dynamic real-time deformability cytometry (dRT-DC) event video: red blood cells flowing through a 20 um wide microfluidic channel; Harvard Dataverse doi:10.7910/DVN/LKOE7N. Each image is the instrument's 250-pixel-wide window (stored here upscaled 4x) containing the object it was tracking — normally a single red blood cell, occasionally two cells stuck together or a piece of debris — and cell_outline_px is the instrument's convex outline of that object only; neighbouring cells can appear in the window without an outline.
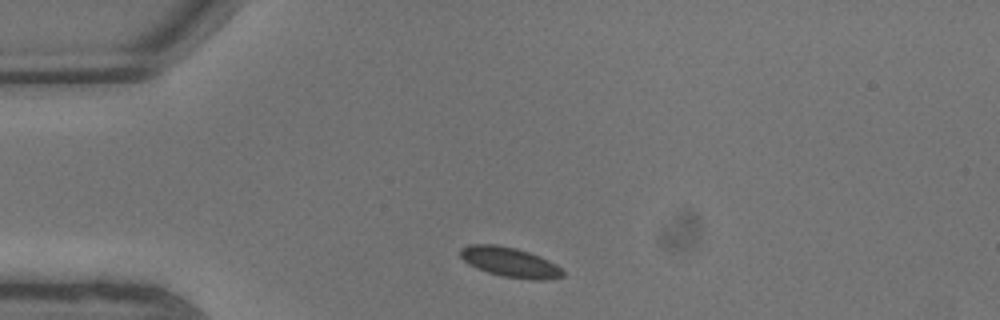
{"species": "common noctule bat (a hibernating species)", "species_latin": "Nyctalus noctula", "temperature_condition": "warm", "stored_images_in_passage": 2, "camera_frame_rate_fps": 3000, "um_per_image_px": 0.085, "animal": {"sex": "male", "body_mass_g": 13.3}, "frame": {"image": 1, "passage_image": 1, "time_ms": 0.0, "image_size_px": [1000, 320], "cell_outline_px": [[564, 276], [552, 280], [532, 280], [504, 276], [488, 272], [476, 268], [468, 264], [460, 256], [460, 248], [468, 244], [496, 244], [516, 248], [540, 256], [556, 264], [564, 272]], "centroid_in_image_um": [43.35, 22.28], "position_along_channel_um": 41.6, "area_um2": 17.92}}